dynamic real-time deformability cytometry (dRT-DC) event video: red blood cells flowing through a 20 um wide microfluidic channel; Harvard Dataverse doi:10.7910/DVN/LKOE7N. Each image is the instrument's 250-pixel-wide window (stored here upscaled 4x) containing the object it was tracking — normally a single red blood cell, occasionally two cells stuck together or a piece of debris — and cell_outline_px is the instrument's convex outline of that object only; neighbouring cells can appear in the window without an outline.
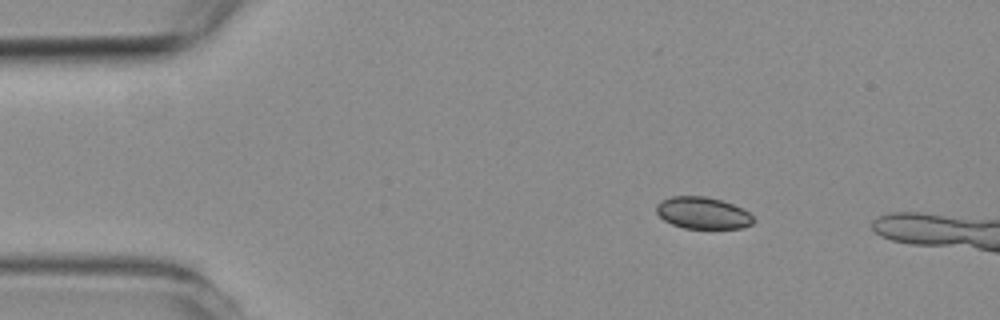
{"species": "common noctule bat (a hibernating species)", "species_latin": "Nyctalus noctula", "temperature_condition": "room temperature", "stored_images_in_passage": 4, "camera_frame_rate_fps": 3000, "um_per_image_px": 0.085, "animal": {"sex": "female", "body_mass_g": 19.3, "forearm_length_mm": 54.1}, "frame": {"image": 1, "passage_image": 2, "time_ms": 1.333, "image_size_px": [1000, 320], "cell_outline_px": [[756, 220], [752, 224], [740, 228], [684, 228], [672, 224], [664, 220], [656, 212], [656, 204], [660, 200], [672, 196], [704, 196], [720, 200], [744, 208]], "centroid_in_image_um": [59.73, 18.1], "position_along_channel_um": 25.3, "area_um2": 18.03}}